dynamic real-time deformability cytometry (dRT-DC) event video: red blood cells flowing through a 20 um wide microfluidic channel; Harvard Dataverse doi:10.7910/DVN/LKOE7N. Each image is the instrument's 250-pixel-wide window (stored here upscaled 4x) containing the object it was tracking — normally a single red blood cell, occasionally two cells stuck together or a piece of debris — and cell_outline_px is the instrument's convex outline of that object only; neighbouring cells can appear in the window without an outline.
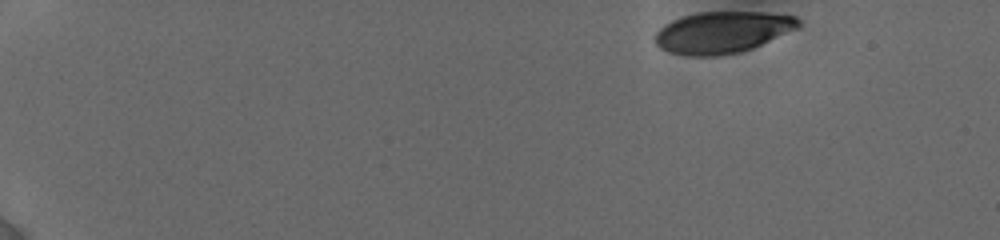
{"species": "human", "species_latin": "Homo sapiens", "temperature_condition": "cold", "stored_images_in_passage": 28, "camera_frame_rate_fps": 3000, "um_per_image_px": 0.085, "donor": {"sex": "female"}, "frame": {"image": 1, "passage_image": 1, "time_ms": 0.0, "image_size_px": [1000, 240], "cell_outline_px": [[800, 28], [752, 48], [740, 52], [712, 56], [692, 56], [668, 52], [660, 48], [656, 44], [656, 32], [664, 24], [672, 20], [696, 12], [768, 12], [796, 16], [800, 20]], "centroid_in_image_um": [61.44, 2.73], "position_along_channel_um": 23.6, "area_um2": 34.85}}
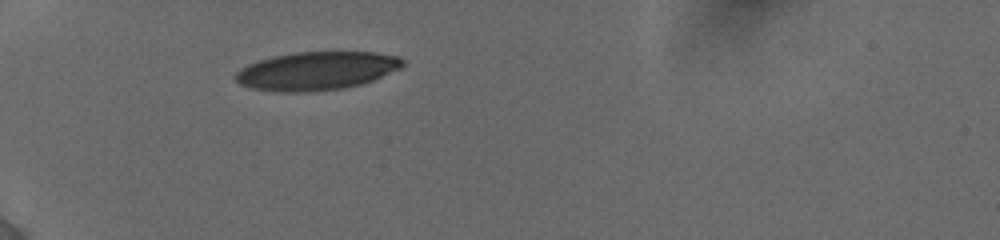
{"frame": {"image": 2, "passage_image": 27, "time_ms": 4.0, "image_size_px": [1000, 240], "cell_outline_px": [[404, 64], [400, 68], [372, 80], [360, 84], [344, 88], [308, 92], [280, 92], [252, 88], [240, 84], [232, 76], [240, 68], [248, 64], [272, 56], [296, 52], [372, 52], [396, 56], [404, 60]], "centroid_in_image_um": [26.86, 6.02], "position_along_channel_um": 58.1, "area_um2": 37.22}}